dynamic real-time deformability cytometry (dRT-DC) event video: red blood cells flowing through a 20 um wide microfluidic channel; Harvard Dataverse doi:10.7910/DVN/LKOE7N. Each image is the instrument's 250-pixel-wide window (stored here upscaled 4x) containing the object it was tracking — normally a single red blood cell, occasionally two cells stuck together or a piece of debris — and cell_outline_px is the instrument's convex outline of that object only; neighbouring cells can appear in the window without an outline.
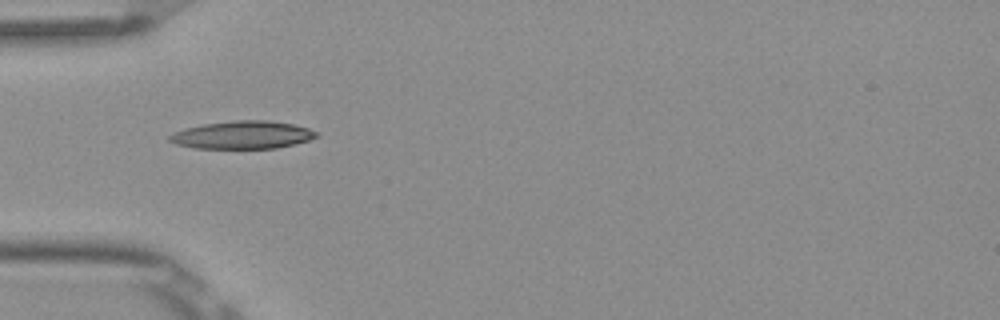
{"species": "Egyptian fruit bat (a non-hibernating species)", "species_latin": "Rousettus aegyptiacus", "temperature_condition": "room temperature", "stored_images_in_passage": 7, "camera_frame_rate_fps": 3000, "um_per_image_px": 0.085, "frame": {"image": 1, "passage_image": 4, "time_ms": 1.0, "image_size_px": [1000, 320], "cell_outline_px": [[320, 136], [296, 144], [276, 148], [196, 148], [176, 144], [168, 140], [168, 136], [184, 128], [204, 124], [236, 120], [268, 120], [292, 124], [308, 128], [316, 132]], "centroid_in_image_um": [20.63, 11.47], "position_along_channel_um": 64.4, "area_um2": 23.7}}
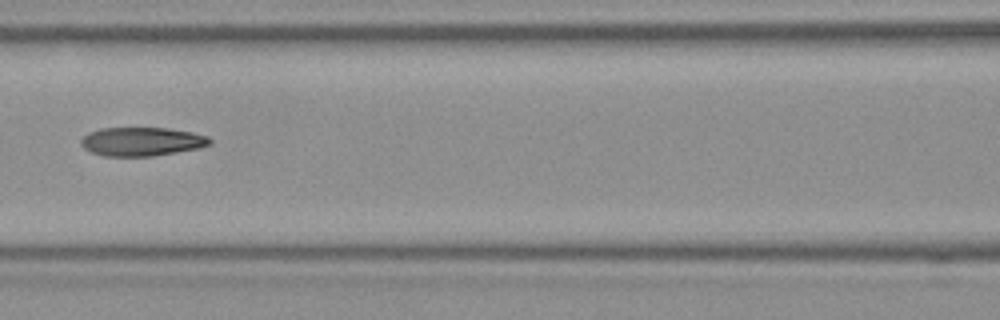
{"frame": {"image": 2, "passage_image": 6, "time_ms": 1.667, "image_size_px": [1000, 320], "cell_outline_px": [[212, 144], [200, 148], [152, 156], [104, 156], [92, 152], [84, 148], [80, 144], [80, 140], [88, 132], [100, 128], [168, 128], [192, 132], [208, 136], [212, 140]], "centroid_in_image_um": [12.06, 12.03], "position_along_channel_um": 154.5, "area_um2": 21.68}}
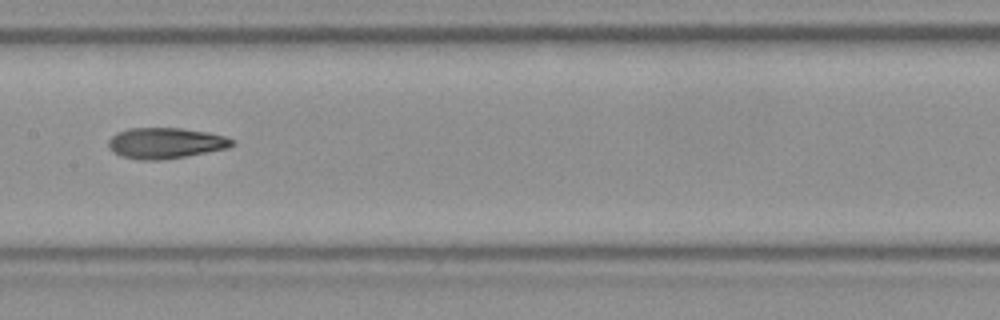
{"frame": {"image": 3, "passage_image": 7, "time_ms": 2.0, "image_size_px": [1000, 320], "cell_outline_px": [[236, 144], [228, 148], [184, 156], [160, 160], [140, 160], [120, 156], [112, 152], [108, 148], [108, 140], [116, 132], [128, 128], [180, 128], [208, 132], [224, 136], [236, 140]], "centroid_in_image_um": [14.05, 12.16], "position_along_channel_um": 193.4, "area_um2": 22.37}}